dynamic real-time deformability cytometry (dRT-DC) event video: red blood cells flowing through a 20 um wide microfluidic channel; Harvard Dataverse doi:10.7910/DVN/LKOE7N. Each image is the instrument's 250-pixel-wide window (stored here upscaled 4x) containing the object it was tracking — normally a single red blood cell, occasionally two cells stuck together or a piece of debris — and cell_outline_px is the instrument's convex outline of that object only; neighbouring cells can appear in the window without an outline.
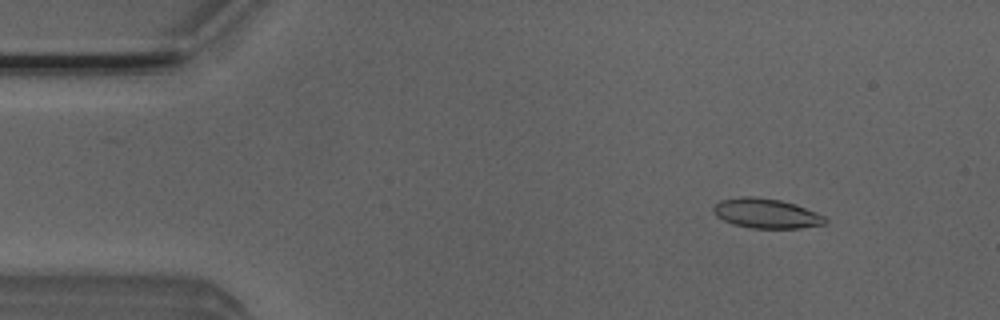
{"species": "Egyptian fruit bat (a non-hibernating species)", "species_latin": "Rousettus aegyptiacus", "temperature_condition": "room temperature", "stored_images_in_passage": 4, "camera_frame_rate_fps": 3000, "um_per_image_px": 0.085, "animal": {"sex": "male"}, "frame": {"image": 1, "passage_image": 1, "time_ms": 0.0, "image_size_px": [1000, 320], "cell_outline_px": [[828, 220], [824, 224], [800, 228], [752, 228], [732, 224], [716, 216], [712, 212], [712, 208], [720, 200], [744, 196], [752, 196], [780, 200], [796, 204], [824, 216]], "centroid_in_image_um": [65.11, 18.14], "position_along_channel_um": 19.9, "area_um2": 19.31}}